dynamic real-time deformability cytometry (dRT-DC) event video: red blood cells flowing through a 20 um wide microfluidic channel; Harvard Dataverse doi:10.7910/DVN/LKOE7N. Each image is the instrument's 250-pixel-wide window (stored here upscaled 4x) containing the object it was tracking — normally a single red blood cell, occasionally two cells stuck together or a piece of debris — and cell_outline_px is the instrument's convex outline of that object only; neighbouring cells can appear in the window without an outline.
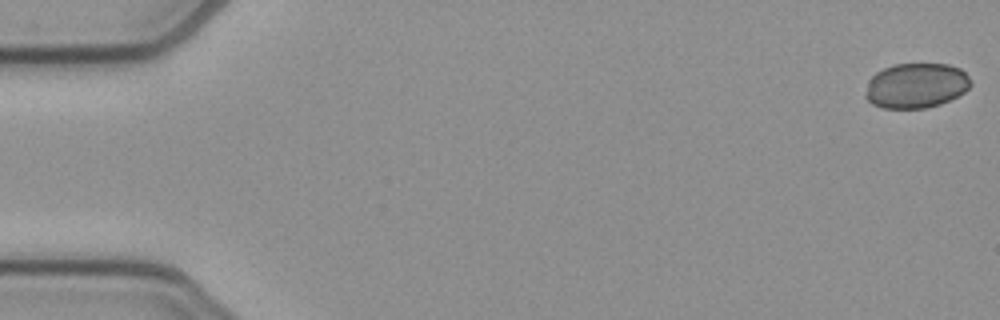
{"species": "common noctule bat (a hibernating species)", "species_latin": "Nyctalus noctula", "temperature_condition": "cold", "stored_images_in_passage": 53, "camera_frame_rate_fps": 3000, "um_per_image_px": 0.085, "animal": {"sex": "female", "body_mass_g": 21.9}, "frame": {"image": 1, "passage_image": 1, "time_ms": 0.0, "image_size_px": [1000, 320], "cell_outline_px": [[972, 84], [964, 92], [940, 104], [924, 108], [884, 108], [872, 104], [864, 96], [868, 80], [876, 72], [884, 68], [896, 64], [948, 64], [960, 68], [972, 80]], "centroid_in_image_um": [77.86, 7.27], "position_along_channel_um": 7.1, "area_um2": 27.63}}
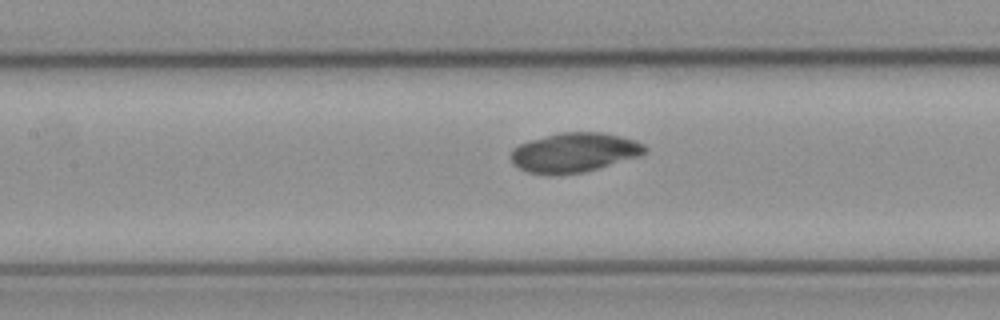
{"frame": {"image": 2, "passage_image": 24, "time_ms": 7.667, "image_size_px": [1000, 320], "cell_outline_px": [[648, 148], [640, 156], [584, 172], [548, 176], [528, 172], [512, 164], [512, 148], [520, 144], [532, 140], [560, 132], [604, 132], [636, 140], [644, 144]], "centroid_in_image_um": [48.82, 12.97], "position_along_channel_um": 158.6, "area_um2": 30.87}}
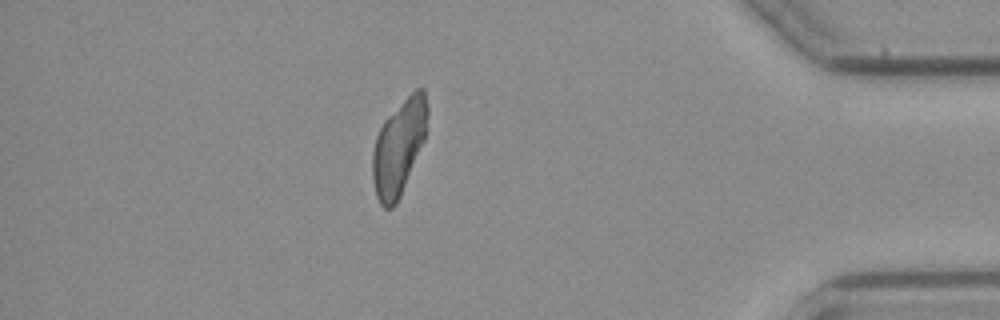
{"frame": {"image": 3, "passage_image": 46, "time_ms": 15.0, "image_size_px": [1000, 320], "cell_outline_px": [[428, 116], [424, 140], [400, 196], [396, 204], [392, 208], [384, 208], [380, 204], [376, 196], [372, 180], [372, 152], [376, 136], [384, 120], [416, 88], [424, 88], [428, 108]], "centroid_in_image_um": [33.89, 12.52], "position_along_channel_um": 401.3, "area_um2": 30.23}}